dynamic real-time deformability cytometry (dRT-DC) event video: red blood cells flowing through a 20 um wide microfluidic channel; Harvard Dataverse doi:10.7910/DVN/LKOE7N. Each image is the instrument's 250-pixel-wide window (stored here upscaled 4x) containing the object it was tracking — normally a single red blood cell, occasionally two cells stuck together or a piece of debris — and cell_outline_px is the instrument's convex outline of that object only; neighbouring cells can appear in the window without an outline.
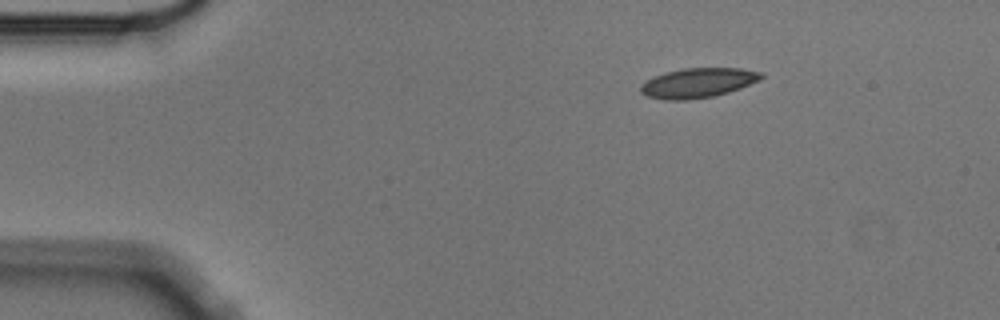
{"species": "Egyptian fruit bat (a non-hibernating species)", "species_latin": "Rousettus aegyptiacus", "temperature_condition": "cold", "stored_images_in_passage": 3, "camera_frame_rate_fps": 3000, "um_per_image_px": 0.085, "animal": {"sex": "male"}, "frame": {"image": 1, "passage_image": 1, "time_ms": 0.0, "image_size_px": [1000, 320], "cell_outline_px": [[764, 76], [760, 80], [740, 88], [728, 92], [712, 96], [688, 100], [664, 100], [648, 96], [640, 92], [640, 84], [656, 76], [668, 72], [684, 68], [740, 68], [764, 72]], "centroid_in_image_um": [59.36, 7.04], "position_along_channel_um": 25.6, "area_um2": 20.75}}
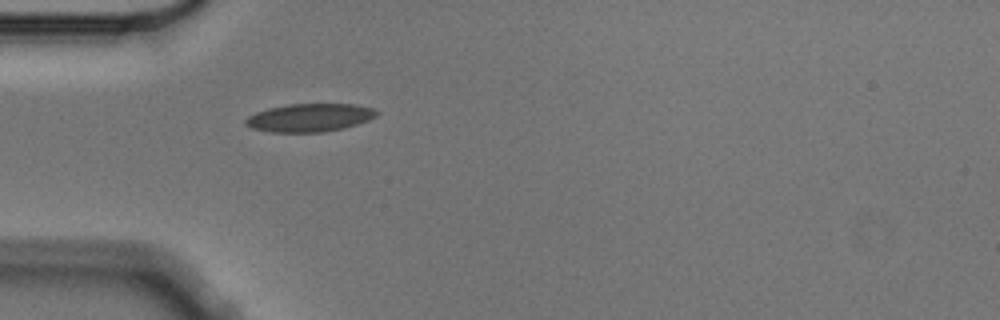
{"frame": {"image": 2, "passage_image": 3, "time_ms": 0.667, "image_size_px": [1000, 320], "cell_outline_px": [[380, 112], [376, 116], [368, 120], [344, 128], [320, 132], [272, 132], [252, 128], [244, 124], [244, 120], [248, 116], [256, 112], [268, 108], [288, 104], [356, 104], [372, 108]], "centroid_in_image_um": [26.31, 9.99], "position_along_channel_um": 58.7, "area_um2": 21.44}}